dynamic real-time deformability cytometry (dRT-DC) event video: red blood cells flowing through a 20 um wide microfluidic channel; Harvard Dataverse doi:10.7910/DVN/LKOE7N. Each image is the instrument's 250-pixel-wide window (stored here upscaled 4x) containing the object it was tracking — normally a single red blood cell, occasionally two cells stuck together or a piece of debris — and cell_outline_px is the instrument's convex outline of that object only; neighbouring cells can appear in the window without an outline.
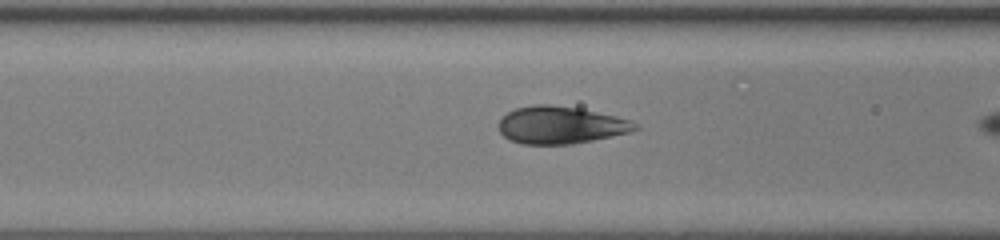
{"species": "human", "species_latin": "Homo sapiens", "temperature_condition": "room temperature", "stored_images_in_passage": 9, "camera_frame_rate_fps": 3000, "um_per_image_px": 0.085, "donor": {"sex": "female"}, "frame": {"image": 1, "passage_image": 7, "time_ms": 2.0, "image_size_px": [1000, 240], "cell_outline_px": [[640, 128], [632, 132], [572, 144], [520, 144], [508, 140], [500, 132], [500, 120], [508, 112], [516, 108], [536, 104], [548, 104], [580, 108], [628, 120], [636, 124]], "centroid_in_image_um": [47.63, 10.64], "position_along_channel_um": 119.0, "area_um2": 29.48}}